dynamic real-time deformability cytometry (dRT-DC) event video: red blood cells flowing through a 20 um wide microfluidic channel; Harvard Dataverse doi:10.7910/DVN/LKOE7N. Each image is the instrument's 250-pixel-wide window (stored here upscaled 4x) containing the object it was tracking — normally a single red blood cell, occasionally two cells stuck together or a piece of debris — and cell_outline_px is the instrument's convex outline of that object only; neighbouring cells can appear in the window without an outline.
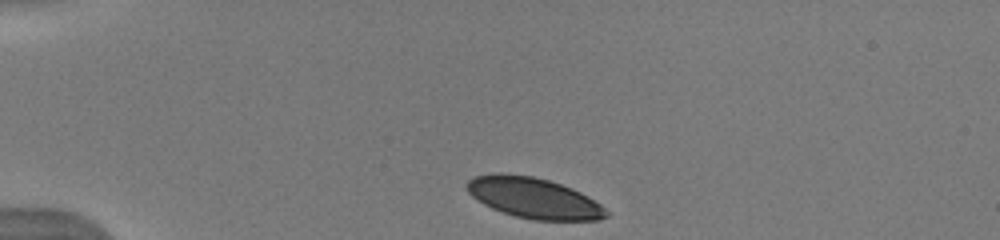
{"species": "human", "species_latin": "Homo sapiens", "temperature_condition": "warm", "stored_images_in_passage": 41, "camera_frame_rate_fps": 3000, "um_per_image_px": 0.085, "donor": {"sex": "male"}, "frame": {"image": 1, "passage_image": 1, "time_ms": 0.0, "image_size_px": [1000, 240], "cell_outline_px": [[608, 216], [600, 220], [532, 220], [516, 216], [492, 208], [484, 204], [472, 196], [468, 192], [468, 180], [472, 176], [496, 172], [504, 172], [532, 176], [548, 180], [572, 188], [588, 196], [600, 204], [608, 212]], "centroid_in_image_um": [45.36, 16.81], "position_along_channel_um": 39.6, "area_um2": 33.0}}
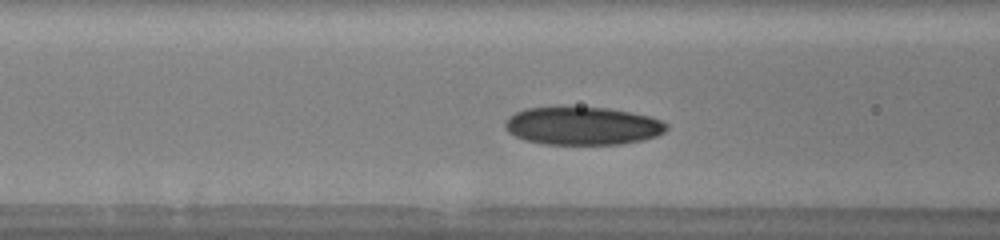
{"frame": {"image": 2, "passage_image": 11, "time_ms": 3.333, "image_size_px": [1000, 240], "cell_outline_px": [[668, 128], [664, 132], [656, 136], [640, 140], [620, 144], [544, 144], [524, 140], [508, 132], [504, 124], [508, 116], [524, 108], [608, 108], [632, 112], [648, 116], [660, 120], [668, 124]], "centroid_in_image_um": [49.51, 10.71], "position_along_channel_um": 117.1, "area_um2": 35.49}}
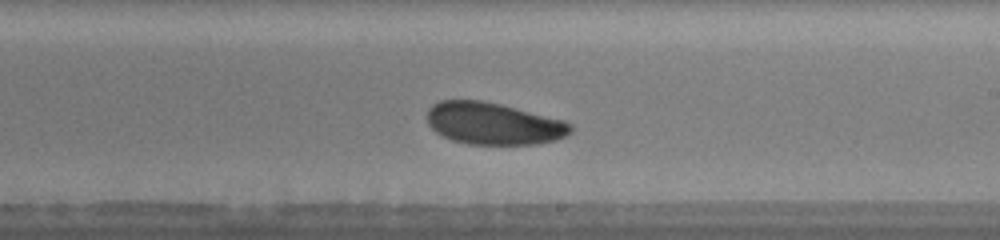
{"frame": {"image": 3, "passage_image": 21, "time_ms": 6.667, "image_size_px": [1000, 240], "cell_outline_px": [[572, 132], [556, 140], [536, 144], [468, 144], [452, 140], [436, 132], [428, 124], [428, 108], [432, 104], [440, 100], [480, 100], [500, 104], [564, 120], [572, 124]], "centroid_in_image_um": [41.94, 10.5], "position_along_channel_um": 247.1, "area_um2": 35.08}, "authors_computed_cell_mechanics": {"area_um2": 35.0268, "velocity_mm_per_s": 3.9071, "shape_relaxation_time_tau1_ms": 2.6452, "shape_relaxation_time_tau2_ms": 8.7211, "deformation_change_tau1": 0.0852, "deformation_change_tau2": 0.1482}}